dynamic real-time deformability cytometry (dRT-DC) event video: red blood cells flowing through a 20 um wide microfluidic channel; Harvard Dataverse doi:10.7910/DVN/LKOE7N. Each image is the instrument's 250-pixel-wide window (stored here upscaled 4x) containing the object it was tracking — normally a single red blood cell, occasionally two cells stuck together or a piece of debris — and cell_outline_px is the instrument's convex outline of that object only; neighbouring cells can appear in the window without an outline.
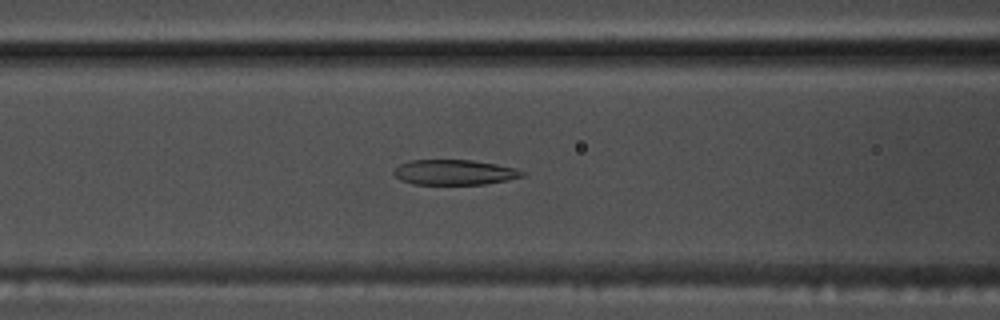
{"species": "common noctule bat (a hibernating species)", "species_latin": "Nyctalus noctula", "temperature_condition": "warm", "stored_images_in_passage": 53, "camera_frame_rate_fps": 3000, "um_per_image_px": 0.085, "animal": {"sex": "male", "body_mass_g": 17.5, "forearm_length_mm": 52.3}, "frame": {"image": 1, "passage_image": 21, "time_ms": 6.667, "image_size_px": [1000, 320], "cell_outline_px": [[524, 176], [508, 180], [484, 184], [412, 184], [400, 180], [392, 172], [392, 168], [408, 160], [472, 160], [496, 164], [516, 168], [524, 172]], "centroid_in_image_um": [38.58, 14.64], "position_along_channel_um": 128.0, "area_um2": 18.96}}
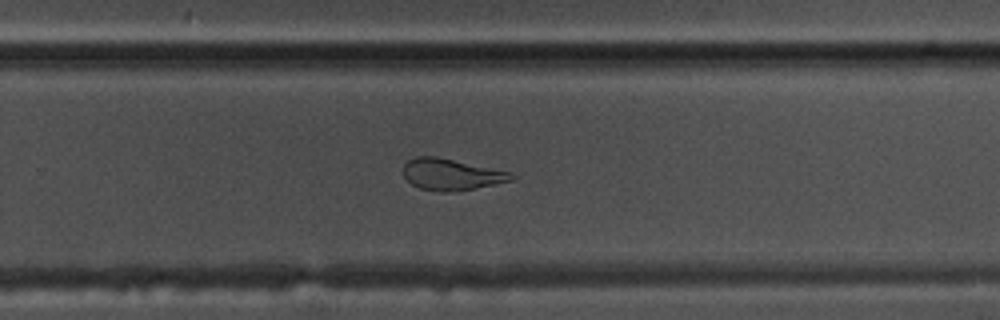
{"frame": {"image": 2, "passage_image": 34, "time_ms": 11.0, "image_size_px": [1000, 320], "cell_outline_px": [[516, 176], [512, 180], [476, 188], [452, 192], [440, 192], [420, 188], [412, 184], [404, 176], [404, 164], [408, 160], [416, 156], [436, 156], [512, 172]], "centroid_in_image_um": [38.37, 14.82], "position_along_channel_um": 291.4, "area_um2": 19.77}}
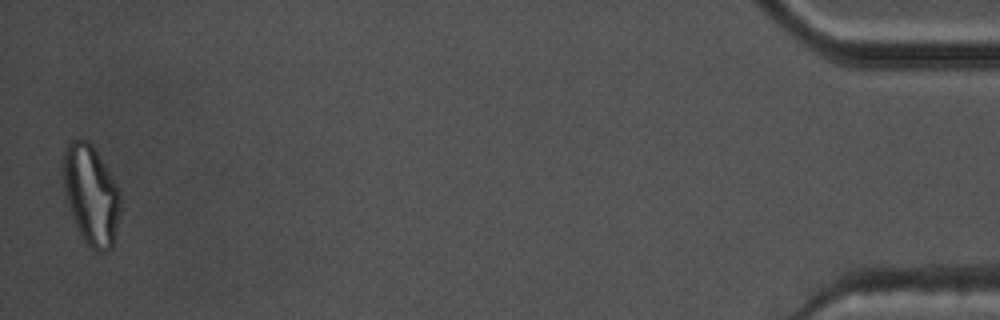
{"frame": {"image": 3, "passage_image": 52, "time_ms": 17.0, "image_size_px": [1000, 320], "cell_outline_px": [[120, 212], [112, 248], [104, 252], [96, 252], [84, 244], [72, 216], [64, 192], [60, 164], [64, 148], [72, 140], [88, 140], [92, 144], [116, 184], [120, 192]], "centroid_in_image_um": [7.7, 16.57], "position_along_channel_um": 427.5, "area_um2": 33.7}}